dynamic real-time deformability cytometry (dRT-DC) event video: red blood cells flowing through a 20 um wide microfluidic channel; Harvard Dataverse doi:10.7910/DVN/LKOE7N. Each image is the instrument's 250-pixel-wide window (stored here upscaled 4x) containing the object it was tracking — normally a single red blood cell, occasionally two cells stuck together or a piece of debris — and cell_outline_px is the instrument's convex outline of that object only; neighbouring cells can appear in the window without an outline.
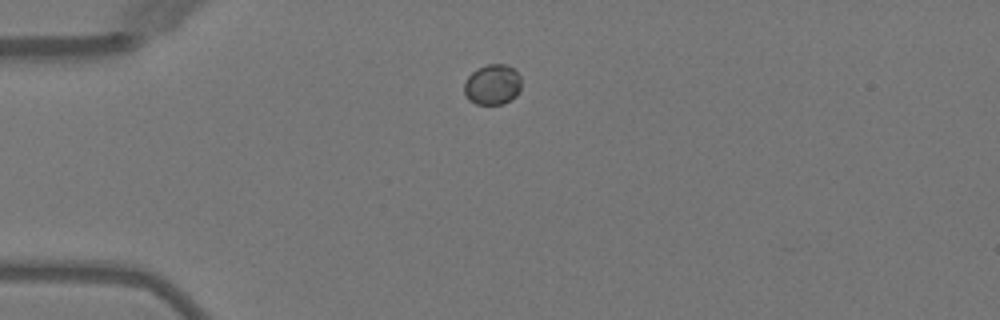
{"species": "Egyptian fruit bat (a non-hibernating species)", "species_latin": "Rousettus aegyptiacus", "temperature_condition": "warm", "stored_images_in_passage": 2, "camera_frame_rate_fps": 3000, "um_per_image_px": 0.085, "animal": {"sex": "female"}, "frame": {"image": 1, "passage_image": 1, "time_ms": 0.0, "image_size_px": [1000, 320], "cell_outline_px": [[520, 88], [516, 96], [504, 104], [476, 104], [468, 100], [464, 92], [464, 84], [468, 76], [476, 68], [488, 64], [504, 64], [512, 68], [520, 76]], "centroid_in_image_um": [41.84, 7.2], "position_along_channel_um": 43.2, "area_um2": 13.47}}